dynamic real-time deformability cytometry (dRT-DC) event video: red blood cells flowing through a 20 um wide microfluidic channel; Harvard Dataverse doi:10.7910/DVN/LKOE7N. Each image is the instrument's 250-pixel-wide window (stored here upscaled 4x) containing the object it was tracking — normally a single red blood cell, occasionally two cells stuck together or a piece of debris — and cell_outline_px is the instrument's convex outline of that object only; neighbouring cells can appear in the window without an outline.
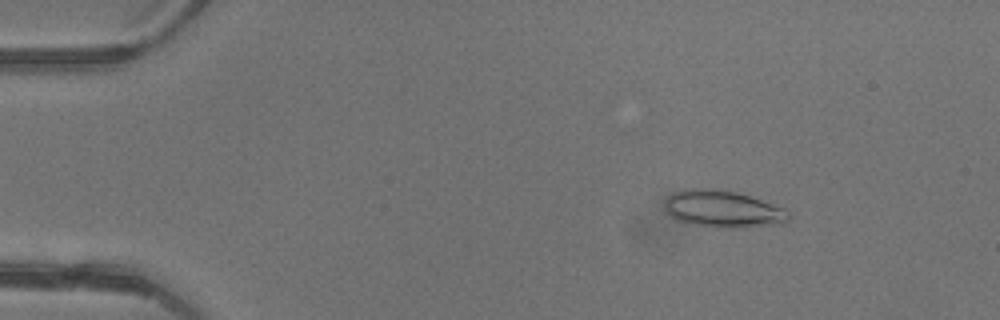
{"species": "common noctule bat (a hibernating species)", "species_latin": "Nyctalus noctula", "temperature_condition": "warm", "stored_images_in_passage": 45, "camera_frame_rate_fps": 3000, "um_per_image_px": 0.085, "animal": {"sex": "female"}, "frame": {"image": 1, "passage_image": 6, "time_ms": 1.667, "image_size_px": [1000, 320], "cell_outline_px": [[792, 216], [788, 220], [780, 224], [744, 228], [720, 228], [692, 224], [676, 220], [664, 208], [664, 204], [668, 196], [684, 188], [716, 188], [736, 192], [784, 208]], "centroid_in_image_um": [61.45, 17.77], "position_along_channel_um": 23.6, "area_um2": 26.88}}
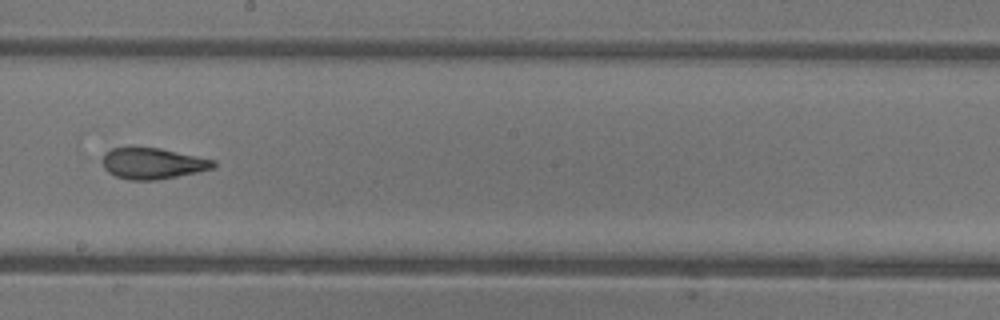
{"frame": {"image": 2, "passage_image": 26, "time_ms": 8.333, "image_size_px": [1000, 320], "cell_outline_px": [[216, 168], [156, 180], [128, 180], [116, 176], [108, 172], [104, 168], [104, 156], [112, 148], [160, 148], [216, 160]], "centroid_in_image_um": [13.03, 13.9], "position_along_channel_um": 235.2, "area_um2": 19.83}}
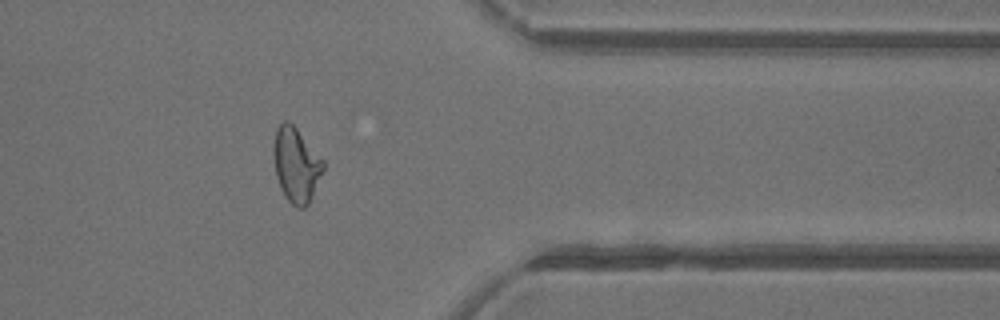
{"frame": {"image": 3, "passage_image": 37, "time_ms": 12.0, "image_size_px": [1000, 320], "cell_outline_px": [[324, 168], [312, 196], [308, 204], [304, 208], [296, 208], [284, 196], [276, 176], [276, 128], [284, 120], [288, 120], [296, 128], [324, 160]], "centroid_in_image_um": [25.21, 14.04], "position_along_channel_um": 386.2, "area_um2": 20.87}, "authors_computed_cell_mechanics": {"area_um2": 22.1374, "velocity_mm_per_s": 4.4786, "shape_relaxation_time_tau1_ms": null, "shape_relaxation_time_tau2_ms": 1.2644, "deformation_change_tau1": null, "deformation_change_tau2": 0.0899}}